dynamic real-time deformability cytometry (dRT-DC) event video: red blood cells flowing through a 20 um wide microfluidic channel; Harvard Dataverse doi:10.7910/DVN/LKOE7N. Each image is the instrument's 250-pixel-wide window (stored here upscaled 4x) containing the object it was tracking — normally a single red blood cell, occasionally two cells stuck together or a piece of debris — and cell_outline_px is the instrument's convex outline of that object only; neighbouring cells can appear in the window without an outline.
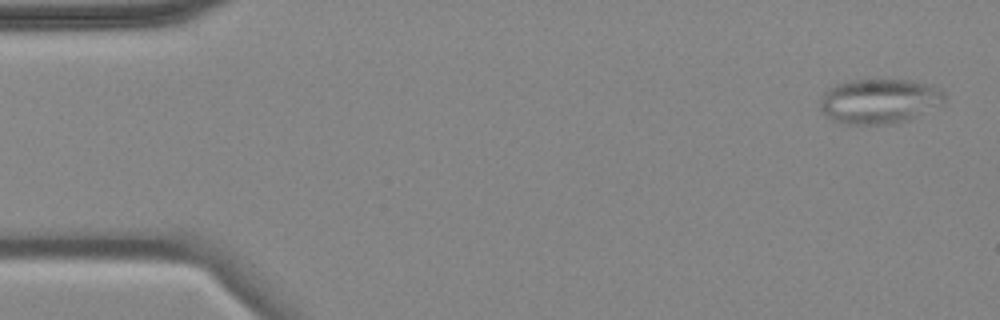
{"species": "common noctule bat (a hibernating species)", "species_latin": "Nyctalus noctula", "temperature_condition": "cold", "stored_images_in_passage": 6, "camera_frame_rate_fps": 3000, "um_per_image_px": 0.085, "animal": {"sex": "female", "body_mass_g": 18.4}, "frame": {"image": 1, "passage_image": 1, "time_ms": 0.0, "image_size_px": [1000, 320], "cell_outline_px": [[944, 104], [900, 124], [844, 124], [832, 120], [824, 116], [820, 108], [820, 100], [824, 92], [828, 88], [836, 84], [848, 80], [912, 80], [932, 84], [944, 92]], "centroid_in_image_um": [74.75, 8.61], "position_along_channel_um": 10.3, "area_um2": 33.12}}
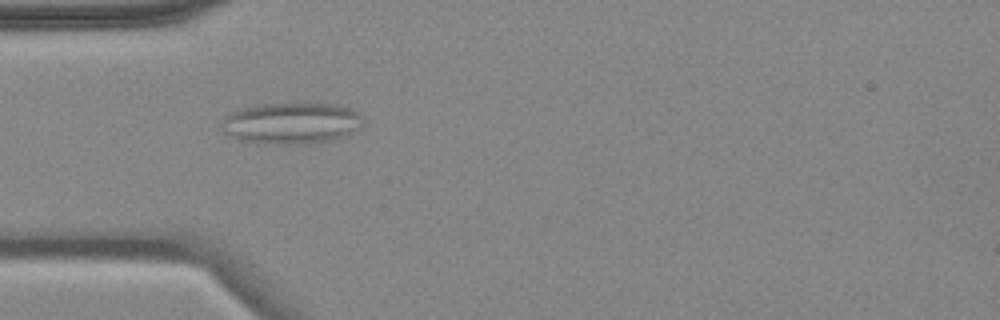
{"frame": {"image": 2, "passage_image": 5, "time_ms": 4.667, "image_size_px": [1000, 320], "cell_outline_px": [[360, 128], [348, 136], [332, 140], [288, 144], [256, 144], [240, 140], [228, 136], [224, 132], [224, 116], [232, 112], [256, 104], [320, 100], [336, 104], [348, 108], [356, 112], [360, 116]], "centroid_in_image_um": [24.78, 10.43], "position_along_channel_um": 60.2, "area_um2": 34.97}}
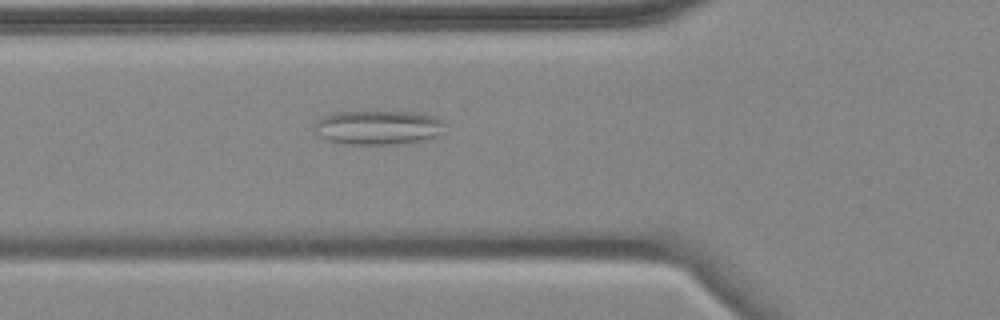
{"frame": {"image": 3, "passage_image": 6, "time_ms": 5.667, "image_size_px": [1000, 320], "cell_outline_px": [[448, 124], [436, 136], [420, 140], [396, 144], [344, 144], [328, 140], [316, 136], [312, 124], [316, 120], [324, 116], [336, 112], [412, 112], [436, 116], [444, 120]], "centroid_in_image_um": [32.1, 10.83], "position_along_channel_um": 93.7, "area_um2": 26.24}}